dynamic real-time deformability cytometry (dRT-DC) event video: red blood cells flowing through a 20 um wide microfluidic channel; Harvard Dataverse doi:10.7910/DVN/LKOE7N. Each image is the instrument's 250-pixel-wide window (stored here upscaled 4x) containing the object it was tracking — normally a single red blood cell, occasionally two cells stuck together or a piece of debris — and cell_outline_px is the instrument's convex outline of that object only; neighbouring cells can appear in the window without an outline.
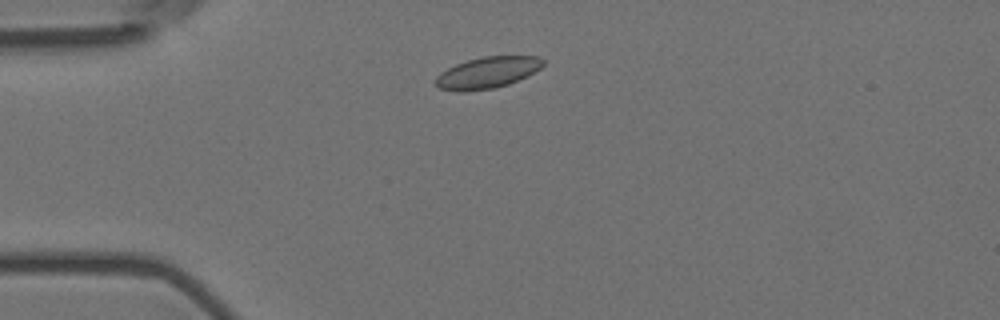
{"species": "Egyptian fruit bat (a non-hibernating species)", "species_latin": "Rousettus aegyptiacus", "temperature_condition": "room temperature", "stored_images_in_passage": 3, "camera_frame_rate_fps": 3000, "um_per_image_px": 0.085, "animal": {"sex": "female"}, "frame": {"image": 1, "passage_image": 2, "time_ms": 0.333, "image_size_px": [1000, 320], "cell_outline_px": [[544, 64], [540, 68], [508, 84], [496, 88], [464, 92], [456, 92], [440, 88], [436, 84], [436, 76], [440, 72], [456, 64], [468, 60], [484, 56], [540, 56], [544, 60]], "centroid_in_image_um": [41.4, 6.17], "position_along_channel_um": 43.6, "area_um2": 19.54}}